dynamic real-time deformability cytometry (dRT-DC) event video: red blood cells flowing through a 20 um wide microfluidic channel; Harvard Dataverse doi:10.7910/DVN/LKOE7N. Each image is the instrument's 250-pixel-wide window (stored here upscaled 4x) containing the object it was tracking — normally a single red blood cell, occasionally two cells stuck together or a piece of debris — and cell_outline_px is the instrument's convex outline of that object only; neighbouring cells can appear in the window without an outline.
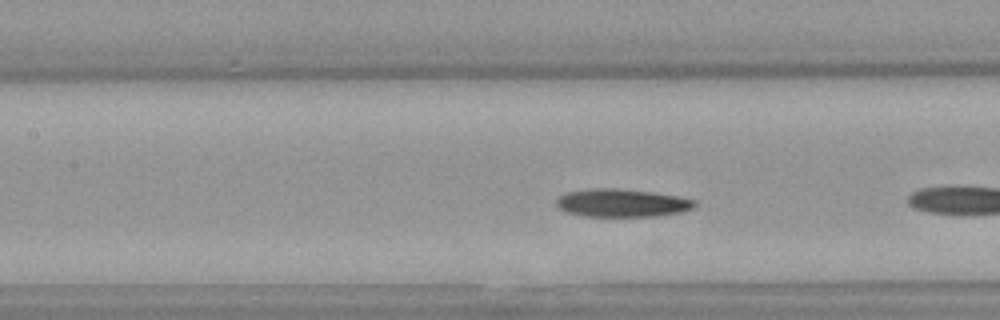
{"species": "Egyptian fruit bat (a non-hibernating species)", "species_latin": "Rousettus aegyptiacus", "temperature_condition": "warm", "stored_images_in_passage": 14, "camera_frame_rate_fps": 3000, "um_per_image_px": 0.085, "animal": {"sex": "female"}, "frame": {"image": 1, "passage_image": 13, "time_ms": 4.0, "image_size_px": [1000, 320], "cell_outline_px": [[696, 204], [692, 208], [680, 212], [656, 216], [584, 216], [564, 212], [556, 204], [556, 200], [564, 192], [588, 188], [616, 188], [652, 192], [676, 196], [696, 200]], "centroid_in_image_um": [52.81, 17.24], "position_along_channel_um": 154.6, "area_um2": 22.6}}